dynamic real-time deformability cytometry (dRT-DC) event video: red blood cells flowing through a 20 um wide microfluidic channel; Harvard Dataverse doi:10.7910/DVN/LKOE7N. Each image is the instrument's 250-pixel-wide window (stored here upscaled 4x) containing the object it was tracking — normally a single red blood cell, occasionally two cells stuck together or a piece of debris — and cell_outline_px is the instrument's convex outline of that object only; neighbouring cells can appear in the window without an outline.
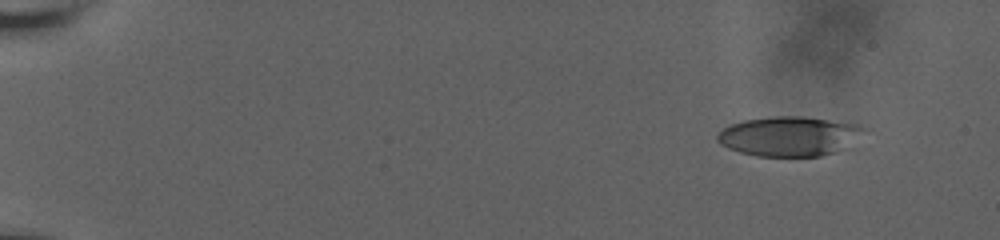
{"species": "human", "species_latin": "Homo sapiens", "temperature_condition": "room temperature", "stored_images_in_passage": 54, "camera_frame_rate_fps": 3000, "um_per_image_px": 0.085, "donor": {"sex": "male"}, "frame": {"image": 1, "passage_image": 1, "time_ms": 0.0, "image_size_px": [1000, 240], "cell_outline_px": [[864, 128], [832, 152], [820, 156], [756, 156], [740, 152], [728, 148], [720, 144], [716, 140], [716, 136], [724, 128], [732, 124], [744, 120], [772, 116], [800, 116], [860, 124]], "centroid_in_image_um": [66.91, 11.56], "position_along_channel_um": 18.1, "area_um2": 32.71}}
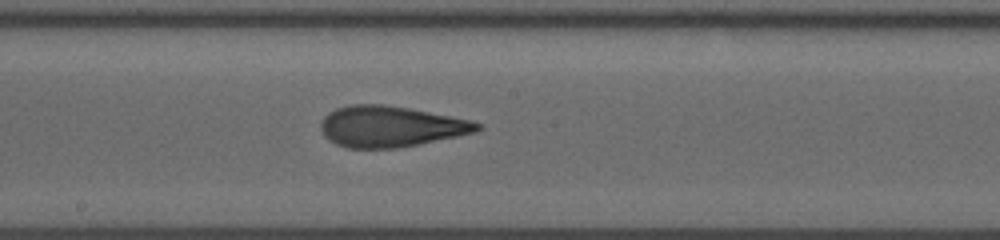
{"frame": {"image": 2, "passage_image": 30, "time_ms": 9.667, "image_size_px": [1000, 240], "cell_outline_px": [[480, 128], [476, 132], [420, 144], [396, 148], [348, 148], [336, 144], [328, 140], [324, 136], [320, 128], [320, 120], [328, 112], [336, 108], [352, 104], [380, 104], [408, 108], [468, 120], [480, 124]], "centroid_in_image_um": [33.12, 10.76], "position_along_channel_um": 215.1, "area_um2": 37.11}}
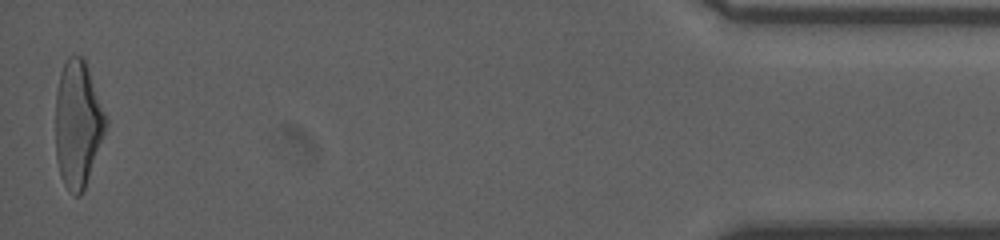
{"frame": {"image": 3, "passage_image": 54, "time_ms": 17.667, "image_size_px": [1000, 240], "cell_outline_px": [[108, 124], [84, 188], [80, 196], [72, 196], [64, 184], [60, 176], [56, 156], [56, 92], [60, 72], [68, 56], [84, 56], [108, 120]], "centroid_in_image_um": [6.61, 10.52], "position_along_channel_um": 428.6, "area_um2": 37.11}, "authors_computed_cell_mechanics": {"area_um2": 36.2984, "velocity_mm_per_s": 3.6738, "shape_relaxation_time_tau1_ms": 7.0631, "shape_relaxation_time_tau2_ms": 1.6094, "deformation_change_tau1": 0.237, "deformation_change_tau2": 0.1125}}